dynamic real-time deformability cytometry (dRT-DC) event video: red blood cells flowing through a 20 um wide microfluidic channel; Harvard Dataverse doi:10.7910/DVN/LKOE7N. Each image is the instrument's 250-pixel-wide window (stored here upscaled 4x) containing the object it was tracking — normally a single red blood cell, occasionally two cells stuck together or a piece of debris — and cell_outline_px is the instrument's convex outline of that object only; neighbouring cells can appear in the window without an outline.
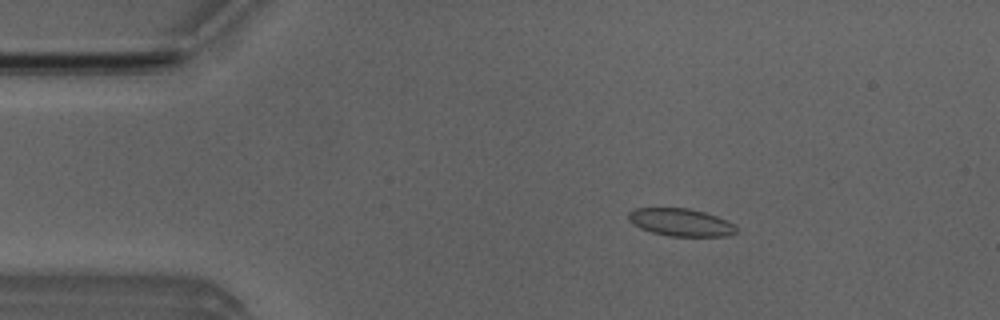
{"species": "Egyptian fruit bat (a non-hibernating species)", "species_latin": "Rousettus aegyptiacus", "temperature_condition": "room temperature", "stored_images_in_passage": 51, "camera_frame_rate_fps": 3000, "um_per_image_px": 0.085, "animal": {"sex": "male"}, "frame": {"image": 1, "passage_image": 8, "time_ms": 2.333, "image_size_px": [1000, 320], "cell_outline_px": [[736, 232], [728, 236], [668, 236], [652, 232], [640, 228], [632, 224], [628, 220], [628, 212], [636, 208], [688, 208], [704, 212], [716, 216], [732, 224], [736, 228]], "centroid_in_image_um": [57.81, 18.9], "position_along_channel_um": 27.2, "area_um2": 17.22}}
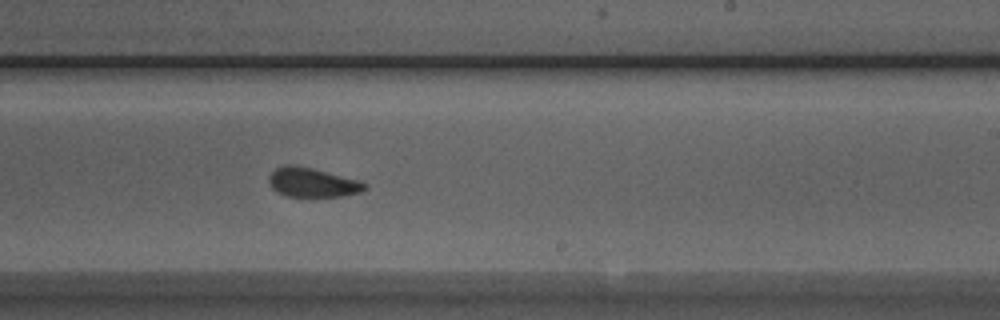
{"frame": {"image": 2, "passage_image": 30, "time_ms": 9.667, "image_size_px": [1000, 320], "cell_outline_px": [[368, 188], [360, 192], [340, 196], [288, 196], [276, 192], [272, 188], [268, 180], [268, 176], [276, 168], [284, 164], [292, 164], [312, 168], [360, 180], [368, 184]], "centroid_in_image_um": [26.55, 15.5], "position_along_channel_um": 262.4, "area_um2": 16.42}}
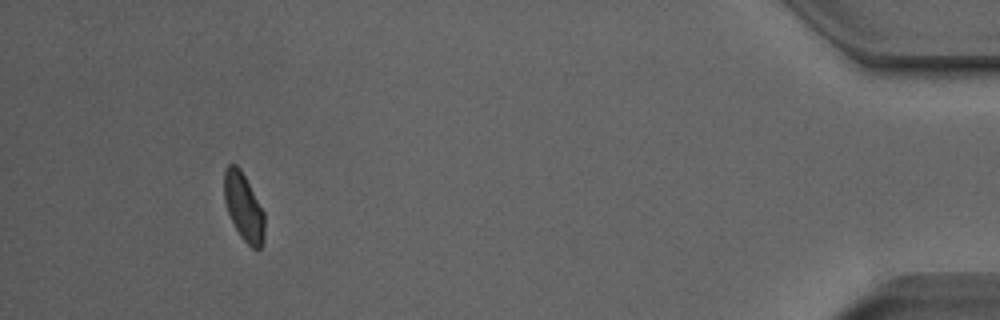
{"frame": {"image": 3, "passage_image": 47, "time_ms": 15.333, "image_size_px": [1000, 320], "cell_outline_px": [[264, 240], [260, 248], [252, 248], [240, 236], [228, 212], [224, 200], [224, 172], [228, 164], [236, 164], [240, 168], [264, 212]], "centroid_in_image_um": [20.71, 17.58], "position_along_channel_um": 414.5, "area_um2": 15.66}, "authors_computed_cell_mechanics": {"area_um2": 17.1088, "velocity_mm_per_s": 3.9622, "shape_relaxation_time_tau1_ms": null, "shape_relaxation_time_tau2_ms": 1.2526, "deformation_change_tau1": null, "deformation_change_tau2": 0.056}}